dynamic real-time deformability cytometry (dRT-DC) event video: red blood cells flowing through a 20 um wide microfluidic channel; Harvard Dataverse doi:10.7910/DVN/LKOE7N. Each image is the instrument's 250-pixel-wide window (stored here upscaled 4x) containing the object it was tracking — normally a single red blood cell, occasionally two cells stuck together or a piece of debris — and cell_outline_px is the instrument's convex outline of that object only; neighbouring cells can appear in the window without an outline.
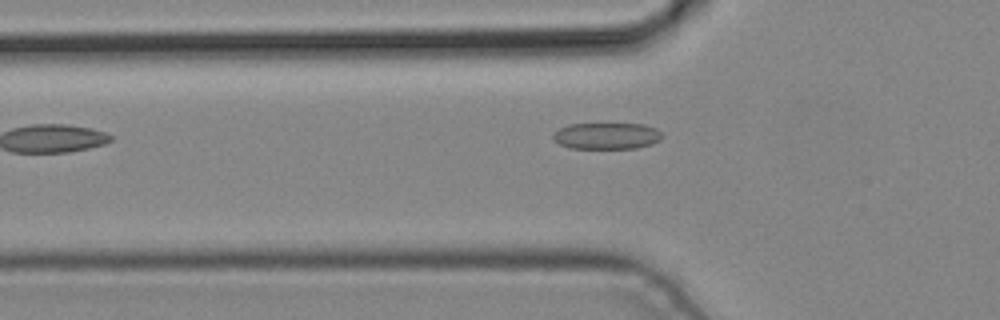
{"species": "common noctule bat (a hibernating species)", "species_latin": "Nyctalus noctula", "temperature_condition": "cold", "stored_images_in_passage": 6, "camera_frame_rate_fps": 3000, "um_per_image_px": 0.085, "animal": {"sex": "male", "body_mass_g": 19.2, "forearm_length_mm": 51.8}, "frame": {"image": 1, "passage_image": 5, "time_ms": 1.333, "image_size_px": [1000, 320], "cell_outline_px": [[664, 136], [660, 140], [652, 144], [636, 148], [568, 148], [552, 140], [552, 132], [568, 124], [644, 124], [656, 128]], "centroid_in_image_um": [51.55, 11.55], "position_along_channel_um": 74.3, "area_um2": 16.99}}
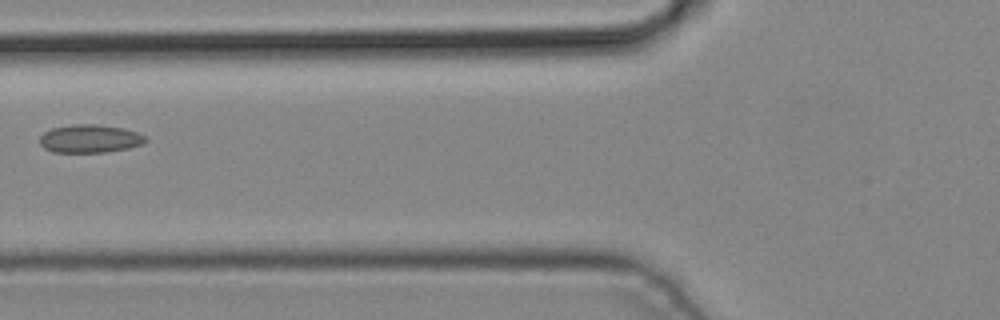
{"frame": {"image": 2, "passage_image": 6, "time_ms": 1.667, "image_size_px": [1000, 320], "cell_outline_px": [[148, 140], [144, 144], [128, 148], [104, 152], [52, 152], [44, 148], [40, 144], [40, 136], [44, 132], [52, 128], [72, 124], [96, 124], [124, 128], [136, 132], [144, 136]], "centroid_in_image_um": [7.63, 11.78], "position_along_channel_um": 118.2, "area_um2": 17.4}}